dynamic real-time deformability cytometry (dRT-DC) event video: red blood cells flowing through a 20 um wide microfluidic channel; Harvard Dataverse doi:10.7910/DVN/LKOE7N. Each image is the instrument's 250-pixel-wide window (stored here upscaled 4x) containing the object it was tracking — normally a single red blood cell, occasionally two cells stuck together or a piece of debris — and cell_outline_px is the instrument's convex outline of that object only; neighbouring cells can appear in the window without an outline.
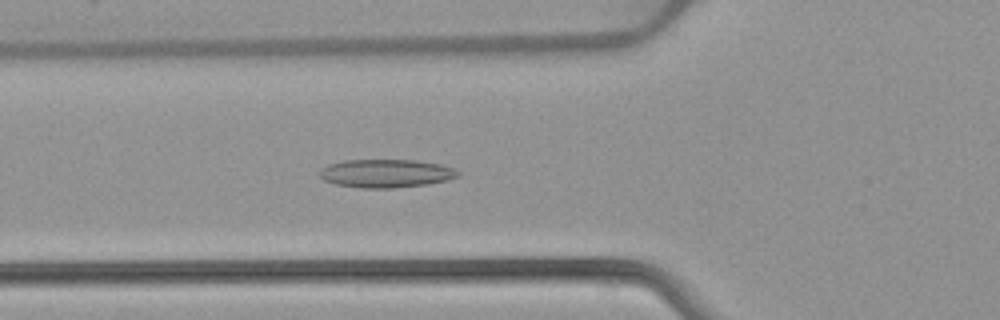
{"species": "common noctule bat (a hibernating species)", "species_latin": "Nyctalus noctula", "temperature_condition": "warm", "stored_images_in_passage": 52, "camera_frame_rate_fps": 3000, "um_per_image_px": 0.085, "animal": {"sex": "female", "body_mass_g": 22.7, "forearm_length_mm": 54.2}, "frame": {"image": 1, "passage_image": 19, "time_ms": 6.0, "image_size_px": [1000, 320], "cell_outline_px": [[460, 176], [448, 180], [428, 184], [392, 188], [364, 188], [336, 184], [324, 180], [320, 176], [320, 168], [328, 164], [344, 160], [416, 160], [440, 164], [452, 168], [460, 172]], "centroid_in_image_um": [32.82, 14.73], "position_along_channel_um": 93.0, "area_um2": 22.83}}
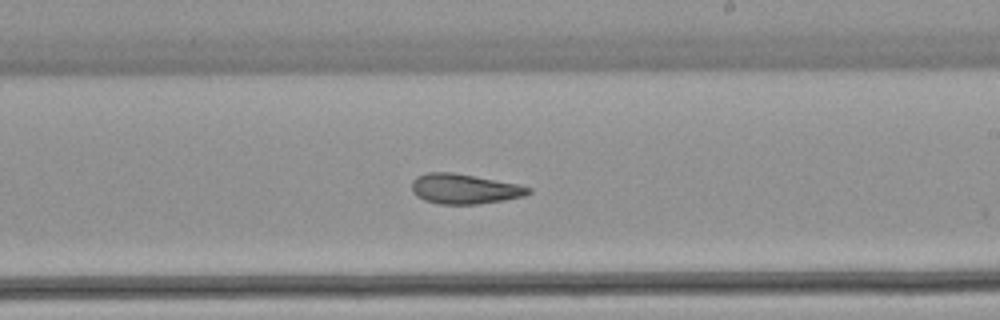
{"frame": {"image": 2, "passage_image": 31, "time_ms": 10.0, "image_size_px": [1000, 320], "cell_outline_px": [[532, 192], [524, 196], [504, 200], [476, 204], [440, 204], [424, 200], [416, 196], [412, 192], [412, 180], [416, 176], [428, 172], [452, 172], [520, 184], [532, 188]], "centroid_in_image_um": [39.48, 16.05], "position_along_channel_um": 249.5, "area_um2": 20.52}}
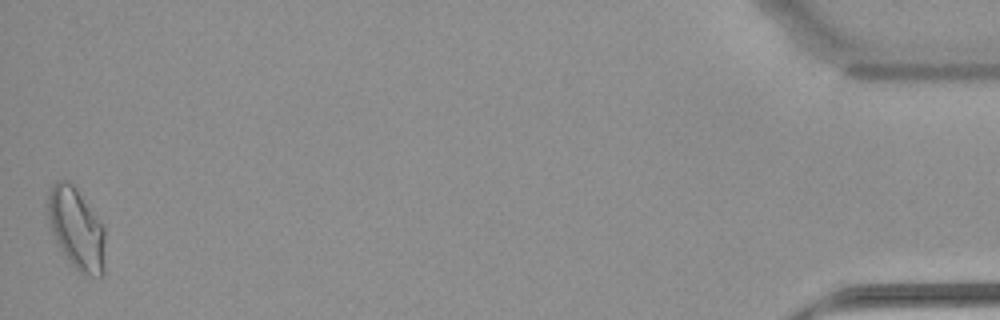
{"frame": {"image": 3, "passage_image": 52, "time_ms": 17.0, "image_size_px": [1000, 320], "cell_outline_px": [[104, 276], [84, 276], [68, 260], [56, 240], [52, 232], [48, 220], [48, 192], [52, 184], [56, 180], [68, 180], [76, 188], [104, 224]], "centroid_in_image_um": [6.51, 19.42], "position_along_channel_um": 428.7, "area_um2": 27.28}, "authors_computed_cell_mechanics": {"area_um2": 22.5998, "velocity_mm_per_s": 3.911, "shape_relaxation_time_tau1_ms": null, "shape_relaxation_time_tau2_ms": 1.8003, "deformation_change_tau1": null, "deformation_change_tau2": 0.093}}